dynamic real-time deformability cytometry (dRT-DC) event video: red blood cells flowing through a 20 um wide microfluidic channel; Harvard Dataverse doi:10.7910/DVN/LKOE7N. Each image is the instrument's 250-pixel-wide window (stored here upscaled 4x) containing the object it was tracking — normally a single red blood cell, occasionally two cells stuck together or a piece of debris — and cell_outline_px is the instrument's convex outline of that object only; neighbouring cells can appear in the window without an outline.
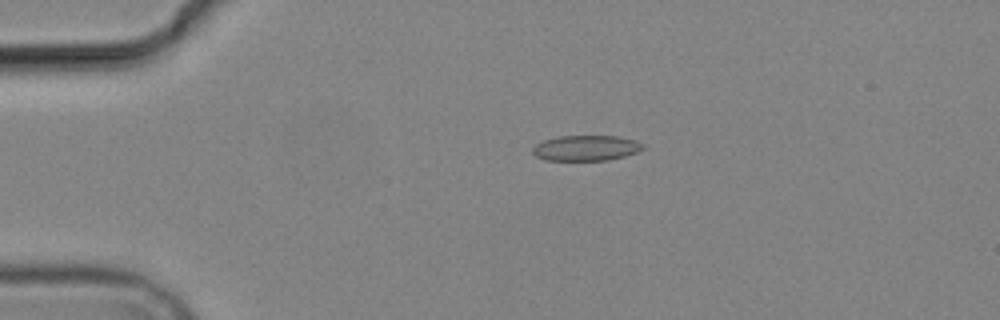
{"species": "common noctule bat (a hibernating species)", "species_latin": "Nyctalus noctula", "temperature_condition": "cold", "stored_images_in_passage": 5, "camera_frame_rate_fps": 3000, "um_per_image_px": 0.085, "animal": {"sex": "male", "body_mass_g": 19.2, "forearm_length_mm": 51.8}, "frame": {"image": 1, "passage_image": 4, "time_ms": 3.667, "image_size_px": [1000, 320], "cell_outline_px": [[644, 148], [636, 152], [624, 156], [608, 160], [544, 160], [536, 156], [532, 152], [532, 148], [536, 144], [544, 140], [560, 136], [616, 136], [636, 140], [644, 144]], "centroid_in_image_um": [49.81, 12.58], "position_along_channel_um": 35.2, "area_um2": 16.3}}